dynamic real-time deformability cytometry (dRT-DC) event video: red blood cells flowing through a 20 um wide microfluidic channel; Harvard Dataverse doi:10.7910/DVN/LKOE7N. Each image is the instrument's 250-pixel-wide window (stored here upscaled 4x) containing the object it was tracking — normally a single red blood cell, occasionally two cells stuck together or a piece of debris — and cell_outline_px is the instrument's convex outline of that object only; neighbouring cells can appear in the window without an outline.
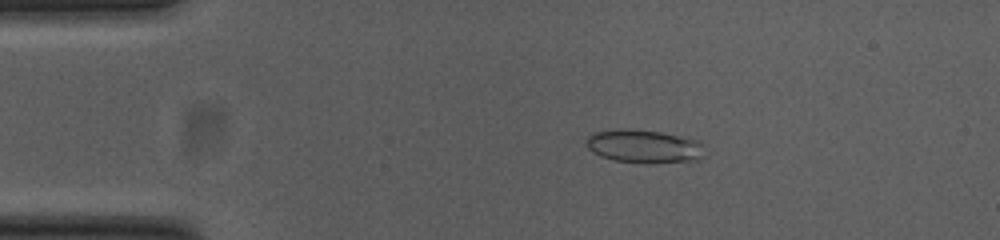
{"species": "common noctule bat (a hibernating species)", "species_latin": "Nyctalus noctula", "temperature_condition": "cold", "stored_images_in_passage": 52, "camera_frame_rate_fps": 3000, "um_per_image_px": 0.085, "animal": {"sex": "female", "body_mass_g": 23.0, "forearm_length_mm": 53.4}, "frame": {"image": 1, "passage_image": 9, "time_ms": 2.667, "image_size_px": [1000, 240], "cell_outline_px": [[704, 156], [700, 160], [652, 164], [648, 164], [616, 160], [600, 156], [592, 152], [588, 148], [584, 140], [588, 136], [596, 132], [616, 128], [624, 128], [660, 132], [700, 140], [704, 144]], "centroid_in_image_um": [54.77, 12.45], "position_along_channel_um": 30.2, "area_um2": 23.47}}
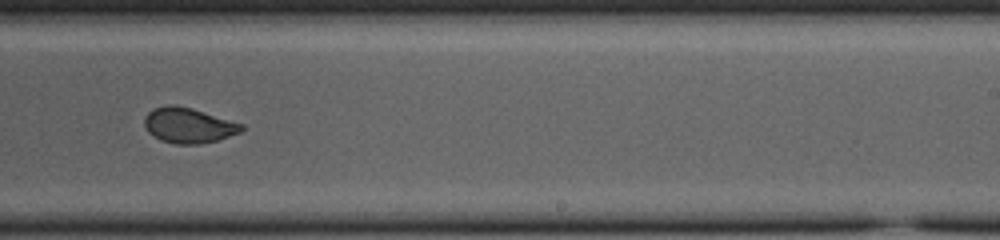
{"frame": {"image": 2, "passage_image": 32, "time_ms": 10.333, "image_size_px": [1000, 240], "cell_outline_px": [[244, 128], [240, 132], [216, 140], [200, 144], [176, 144], [160, 140], [148, 132], [144, 124], [144, 116], [152, 108], [168, 104], [176, 104], [192, 108], [244, 124]], "centroid_in_image_um": [15.99, 10.64], "position_along_channel_um": 273.0, "area_um2": 20.06}}
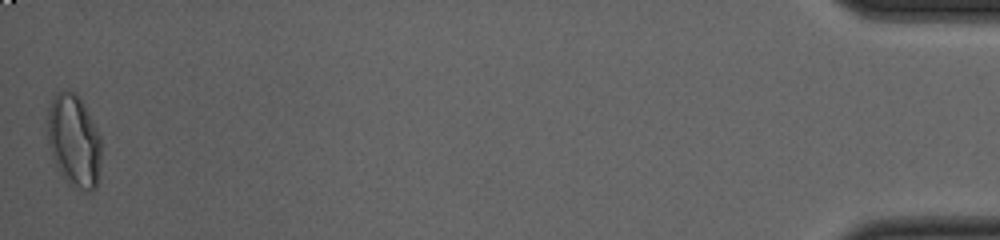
{"frame": {"image": 3, "passage_image": 52, "time_ms": 17.0, "image_size_px": [1000, 240], "cell_outline_px": [[100, 160], [96, 188], [92, 192], [84, 192], [68, 184], [64, 180], [52, 156], [48, 144], [48, 108], [56, 92], [64, 88], [68, 88], [76, 92], [84, 104], [100, 136]], "centroid_in_image_um": [6.28, 11.95], "position_along_channel_um": 428.9, "area_um2": 29.25}, "authors_computed_cell_mechanics": {"area_um2": 21.097, "velocity_mm_per_s": 3.7959, "shape_relaxation_time_tau1_ms": null, "shape_relaxation_time_tau2_ms": 0.8126, "deformation_change_tau1": null, "deformation_change_tau2": 0.05}}